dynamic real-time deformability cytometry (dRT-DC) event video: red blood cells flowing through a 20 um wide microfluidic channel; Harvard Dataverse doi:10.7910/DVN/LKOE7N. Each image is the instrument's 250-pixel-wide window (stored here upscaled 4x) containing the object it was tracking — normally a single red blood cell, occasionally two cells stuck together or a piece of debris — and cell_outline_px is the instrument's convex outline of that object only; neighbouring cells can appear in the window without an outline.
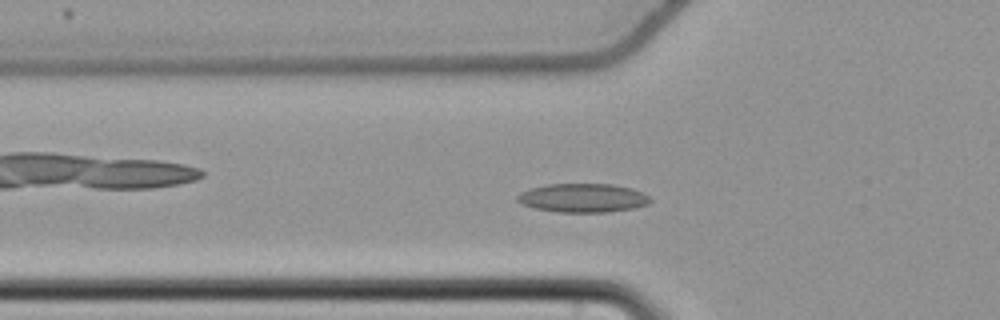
{"species": "common noctule bat (a hibernating species)", "species_latin": "Nyctalus noctula", "temperature_condition": "cold", "stored_images_in_passage": 53, "camera_frame_rate_fps": 3000, "um_per_image_px": 0.085, "animal": {"sex": "female", "body_mass_g": 22.7, "forearm_length_mm": 54.2}, "frame": {"image": 1, "passage_image": 16, "time_ms": 5.0, "image_size_px": [1000, 320], "cell_outline_px": [[652, 200], [648, 204], [632, 208], [608, 212], [556, 212], [536, 208], [524, 204], [516, 200], [516, 196], [520, 192], [532, 188], [548, 184], [612, 184], [632, 188], [648, 196]], "centroid_in_image_um": [49.54, 16.82], "position_along_channel_um": 76.3, "area_um2": 22.14}}
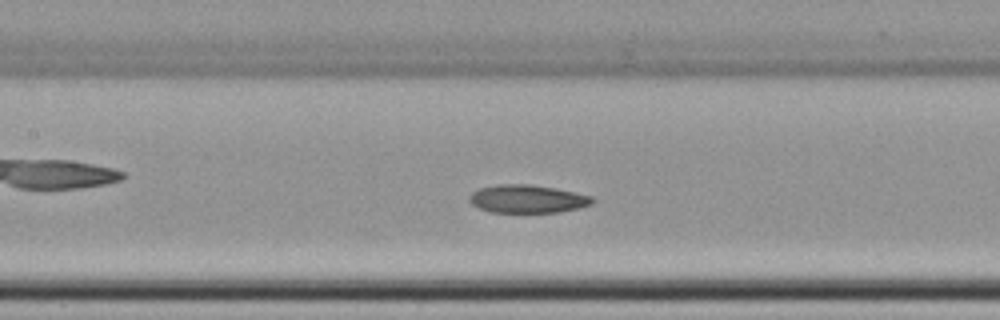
{"frame": {"image": 2, "passage_image": 23, "time_ms": 7.333, "image_size_px": [1000, 320], "cell_outline_px": [[596, 200], [592, 204], [580, 208], [560, 212], [488, 212], [472, 204], [468, 200], [468, 196], [472, 192], [480, 188], [496, 184], [528, 184], [556, 188], [592, 196]], "centroid_in_image_um": [44.84, 16.9], "position_along_channel_um": 162.6, "area_um2": 20.29}}
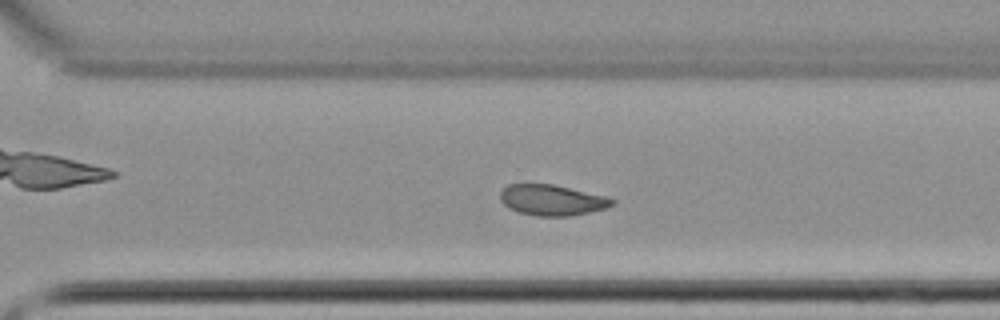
{"frame": {"image": 3, "passage_image": 36, "time_ms": 11.667, "image_size_px": [1000, 320], "cell_outline_px": [[616, 200], [608, 208], [572, 216], [536, 216], [516, 212], [508, 208], [500, 200], [500, 192], [508, 184], [552, 184], [608, 196]], "centroid_in_image_um": [46.93, 17.01], "position_along_channel_um": 323.7, "area_um2": 20.29}, "authors_computed_cell_mechanics": {"area_um2": 20.9814, "velocity_mm_per_s": 3.7197, "shape_relaxation_time_tau1_ms": null, "shape_relaxation_time_tau2_ms": 4.2176, "deformation_change_tau1": null, "deformation_change_tau2": 0.0929}}